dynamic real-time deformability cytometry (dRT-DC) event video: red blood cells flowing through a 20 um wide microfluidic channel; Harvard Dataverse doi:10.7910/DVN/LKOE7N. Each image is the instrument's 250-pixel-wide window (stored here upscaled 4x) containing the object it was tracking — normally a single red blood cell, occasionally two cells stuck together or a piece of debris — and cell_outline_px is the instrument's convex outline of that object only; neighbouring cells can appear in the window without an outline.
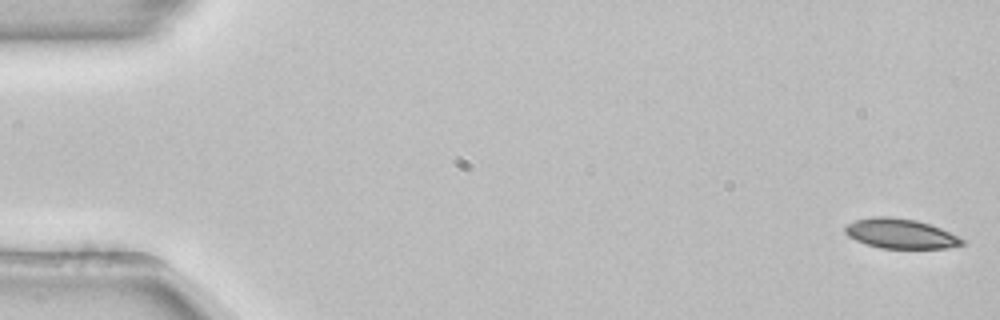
{"species": "common noctule bat (a hibernating species)", "species_latin": "Nyctalus noctula", "temperature_condition": "room temperature", "stored_images_in_passage": 53, "camera_frame_rate_fps": 3000, "um_per_image_px": 0.085, "animal": {"sex": "female", "body_mass_g": 22.7, "forearm_length_mm": 54.2}, "frame": {"image": 1, "passage_image": 1, "time_ms": 0.0, "image_size_px": [1000, 320], "cell_outline_px": [[968, 240], [964, 244], [948, 248], [880, 248], [856, 240], [848, 236], [844, 232], [844, 228], [848, 224], [856, 220], [872, 216], [888, 216], [916, 220], [940, 228], [960, 236]], "centroid_in_image_um": [76.58, 19.86], "position_along_channel_um": 8.4, "area_um2": 20.35}}
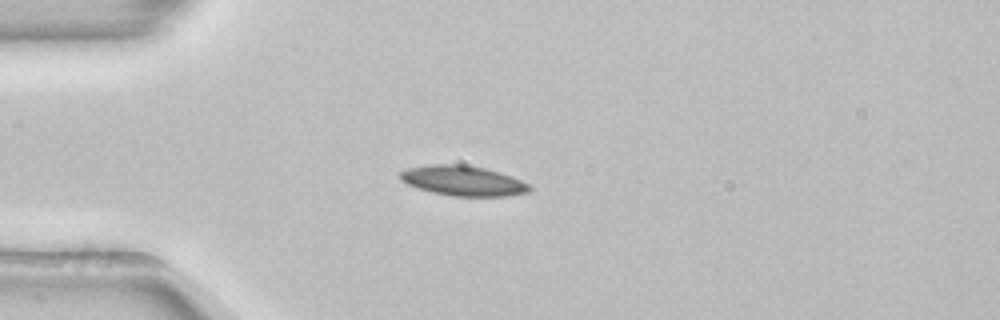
{"frame": {"image": 2, "passage_image": 14, "time_ms": 4.333, "image_size_px": [1000, 320], "cell_outline_px": [[532, 188], [528, 192], [504, 196], [452, 196], [432, 192], [408, 184], [400, 180], [400, 172], [408, 168], [432, 164], [460, 164], [484, 168], [500, 172], [512, 176], [528, 184]], "centroid_in_image_um": [39.36, 15.36], "position_along_channel_um": 45.6, "area_um2": 22.43}}
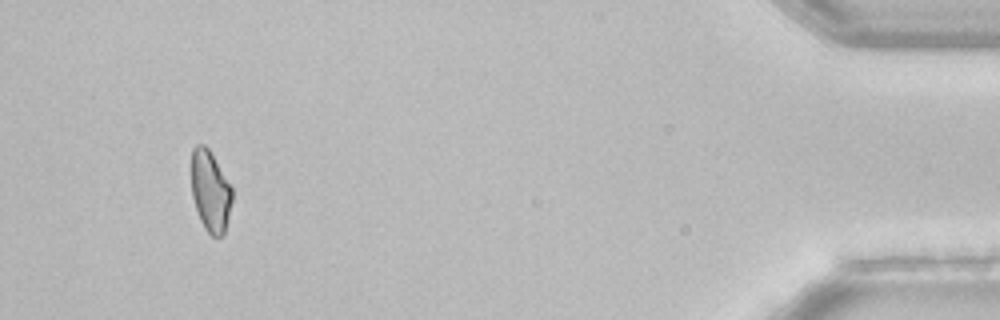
{"frame": {"image": 3, "passage_image": 50, "time_ms": 16.333, "image_size_px": [1000, 320], "cell_outline_px": [[232, 200], [224, 236], [212, 236], [204, 228], [200, 220], [192, 196], [192, 148], [196, 144], [204, 144], [208, 148], [232, 188]], "centroid_in_image_um": [17.88, 16.26], "position_along_channel_um": 417.3, "area_um2": 19.07}, "authors_computed_cell_mechanics": {"area_um2": 21.097, "velocity_mm_per_s": 3.8758, "shape_relaxation_time_tau1_ms": 5.6511, "shape_relaxation_time_tau2_ms": null, "deformation_change_tau1": 0.1242, "deformation_change_tau2": null}}